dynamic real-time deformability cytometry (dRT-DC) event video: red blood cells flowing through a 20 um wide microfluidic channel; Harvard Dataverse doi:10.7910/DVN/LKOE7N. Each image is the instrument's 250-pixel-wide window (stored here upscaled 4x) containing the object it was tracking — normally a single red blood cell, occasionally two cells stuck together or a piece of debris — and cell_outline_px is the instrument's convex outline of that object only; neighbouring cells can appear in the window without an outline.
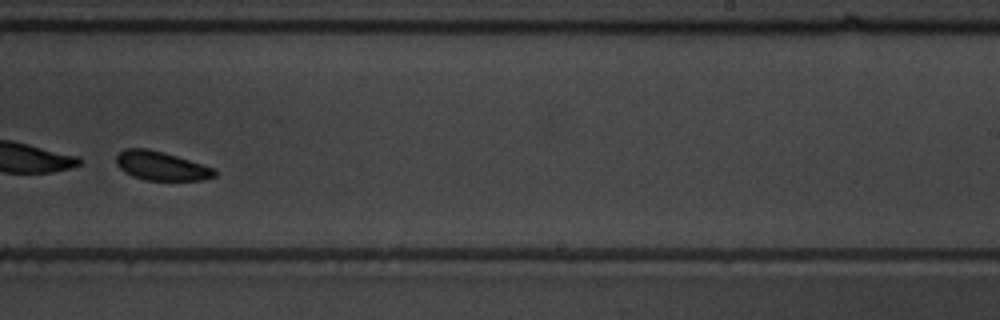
{"species": "common noctule bat (a hibernating species)", "species_latin": "Nyctalus noctula", "temperature_condition": "warm", "stored_images_in_passage": 10, "camera_frame_rate_fps": 3000, "um_per_image_px": 0.085, "animal": {"sex": "male", "body_mass_g": 19.5, "forearm_length_mm": 54.6}, "frame": {"image": 1, "passage_image": 10, "time_ms": 10.667, "image_size_px": [1000, 320], "cell_outline_px": [[216, 176], [204, 180], [144, 180], [132, 176], [124, 172], [116, 164], [116, 156], [124, 148], [148, 148], [164, 152], [216, 168]], "centroid_in_image_um": [13.71, 14.1], "position_along_channel_um": 275.3, "area_um2": 16.76}}